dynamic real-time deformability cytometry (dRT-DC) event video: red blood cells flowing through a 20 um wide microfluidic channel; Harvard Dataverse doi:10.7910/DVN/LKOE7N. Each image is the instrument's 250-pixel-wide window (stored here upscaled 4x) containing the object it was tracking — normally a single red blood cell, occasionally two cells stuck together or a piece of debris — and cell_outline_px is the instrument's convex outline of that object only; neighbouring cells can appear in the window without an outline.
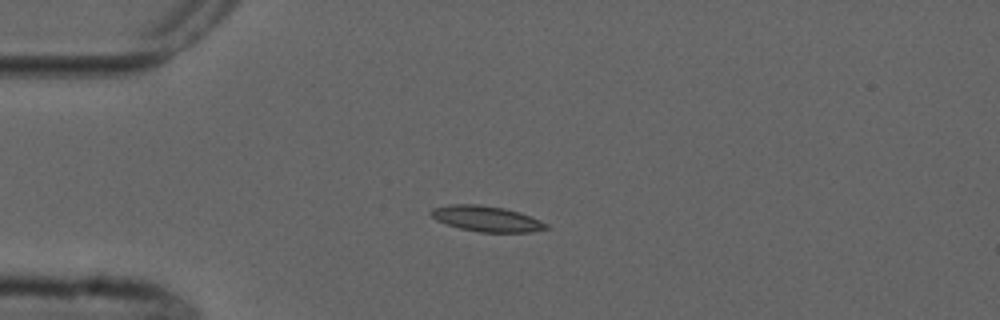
{"species": "common noctule bat (a hibernating species)", "species_latin": "Nyctalus noctula", "temperature_condition": "cold", "stored_images_in_passage": 1, "camera_frame_rate_fps": 3000, "um_per_image_px": 0.085, "animal": {"sex": "male", "forearm_length_mm": 52.5}, "frame": {"image": 1, "passage_image": 1, "time_ms": 0.0, "image_size_px": [1000, 320], "cell_outline_px": [[552, 228], [532, 232], [480, 232], [460, 228], [436, 220], [428, 212], [432, 208], [452, 204], [480, 204], [504, 208], [520, 212], [540, 220], [548, 224]], "centroid_in_image_um": [41.39, 18.59], "position_along_channel_um": 43.6, "area_um2": 17.28}}